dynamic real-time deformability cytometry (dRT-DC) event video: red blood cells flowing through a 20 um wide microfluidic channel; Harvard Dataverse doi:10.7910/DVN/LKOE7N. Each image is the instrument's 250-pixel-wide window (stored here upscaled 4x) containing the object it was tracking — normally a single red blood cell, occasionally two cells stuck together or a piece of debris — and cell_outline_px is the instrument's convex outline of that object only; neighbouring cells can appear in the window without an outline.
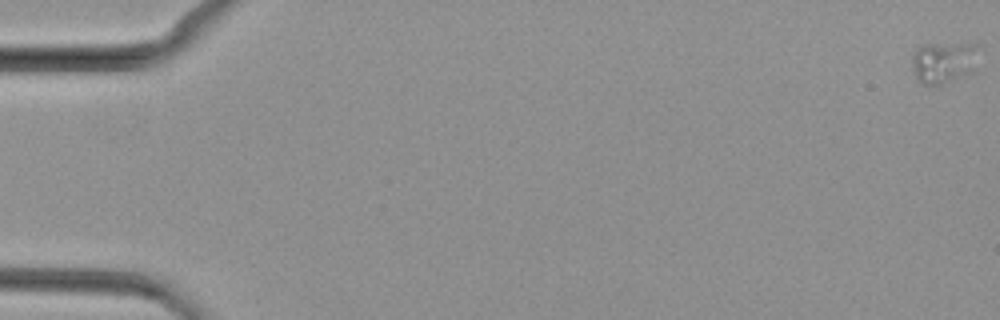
{"species": "common noctule bat (a hibernating species)", "species_latin": "Nyctalus noctula", "temperature_condition": "cold", "stored_images_in_passage": 50, "camera_frame_rate_fps": 3000, "um_per_image_px": 0.085, "animal": {"sex": "female", "body_mass_g": 29.2, "forearm_length_mm": 56.3}, "frame": {"image": 1, "passage_image": 1, "time_ms": 0.0, "image_size_px": [1000, 320], "cell_outline_px": [[980, 44], [956, 76], [944, 84], [936, 88], [920, 84], [912, 68], [912, 52], [916, 48], [924, 44]], "centroid_in_image_um": [79.91, 5.29], "position_along_channel_um": 5.1, "area_um2": 14.74}}
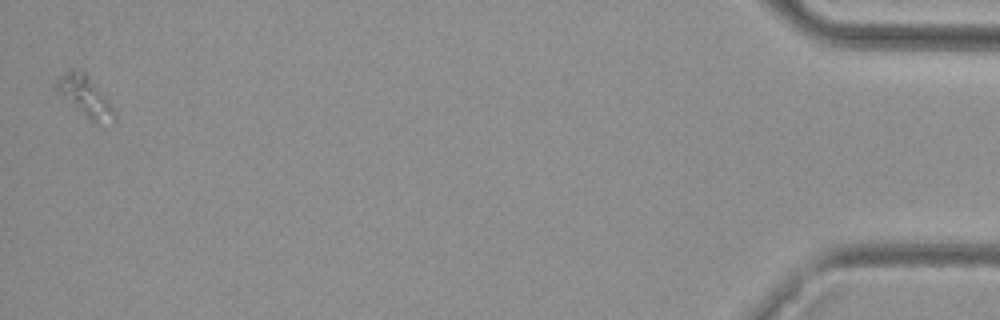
{"frame": {"image": 2, "passage_image": 50, "time_ms": 16.333, "image_size_px": [1000, 320], "cell_outline_px": [[116, 120], [96, 124], [60, 96], [52, 88], [52, 84], [68, 68], [80, 68], [88, 72], [108, 100], [116, 116]], "centroid_in_image_um": [7.17, 8.09], "position_along_channel_um": 428.0, "area_um2": 14.16}}